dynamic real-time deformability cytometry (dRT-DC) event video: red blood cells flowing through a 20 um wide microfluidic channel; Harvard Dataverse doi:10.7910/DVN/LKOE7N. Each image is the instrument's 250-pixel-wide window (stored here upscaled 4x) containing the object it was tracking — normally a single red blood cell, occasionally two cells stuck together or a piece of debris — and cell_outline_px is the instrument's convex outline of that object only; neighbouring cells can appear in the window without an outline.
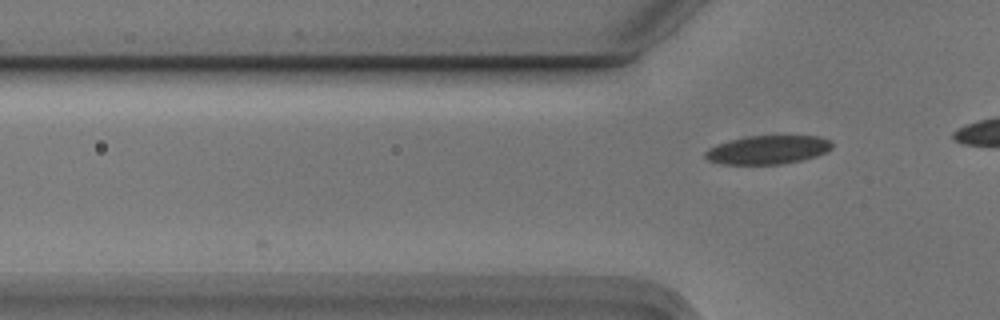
{"species": "Egyptian fruit bat (a non-hibernating species)", "species_latin": "Rousettus aegyptiacus", "temperature_condition": "cold", "stored_images_in_passage": 5, "camera_frame_rate_fps": 3000, "um_per_image_px": 0.085, "animal": {"sex": "male"}, "frame": {"image": 1, "passage_image": 3, "time_ms": 0.667, "image_size_px": [1000, 320], "cell_outline_px": [[832, 148], [828, 152], [816, 156], [800, 160], [780, 164], [720, 164], [708, 160], [704, 156], [704, 152], [708, 148], [716, 144], [728, 140], [748, 136], [820, 136], [832, 140]], "centroid_in_image_um": [65.25, 12.72], "position_along_channel_um": 60.5, "area_um2": 21.33}}